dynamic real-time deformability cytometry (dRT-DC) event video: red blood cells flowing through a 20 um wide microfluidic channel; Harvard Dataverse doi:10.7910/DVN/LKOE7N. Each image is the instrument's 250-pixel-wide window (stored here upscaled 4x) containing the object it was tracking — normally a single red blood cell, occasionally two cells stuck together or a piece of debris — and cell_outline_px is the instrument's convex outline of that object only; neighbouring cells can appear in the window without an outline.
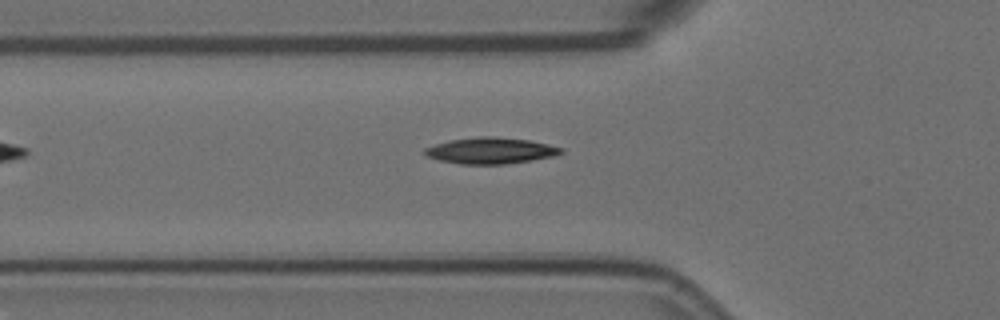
{"species": "Egyptian fruit bat (a non-hibernating species)", "species_latin": "Rousettus aegyptiacus", "temperature_condition": "room temperature", "stored_images_in_passage": 8, "camera_frame_rate_fps": 3000, "um_per_image_px": 0.085, "animal": {"sex": "female"}, "frame": {"image": 1, "passage_image": 8, "time_ms": 2.333, "image_size_px": [1000, 320], "cell_outline_px": [[564, 152], [552, 156], [532, 160], [504, 164], [460, 164], [440, 160], [428, 156], [424, 152], [424, 148], [436, 144], [452, 140], [480, 136], [488, 136], [528, 140], [564, 148]], "centroid_in_image_um": [41.71, 12.81], "position_along_channel_um": 84.1, "area_um2": 20.46}}